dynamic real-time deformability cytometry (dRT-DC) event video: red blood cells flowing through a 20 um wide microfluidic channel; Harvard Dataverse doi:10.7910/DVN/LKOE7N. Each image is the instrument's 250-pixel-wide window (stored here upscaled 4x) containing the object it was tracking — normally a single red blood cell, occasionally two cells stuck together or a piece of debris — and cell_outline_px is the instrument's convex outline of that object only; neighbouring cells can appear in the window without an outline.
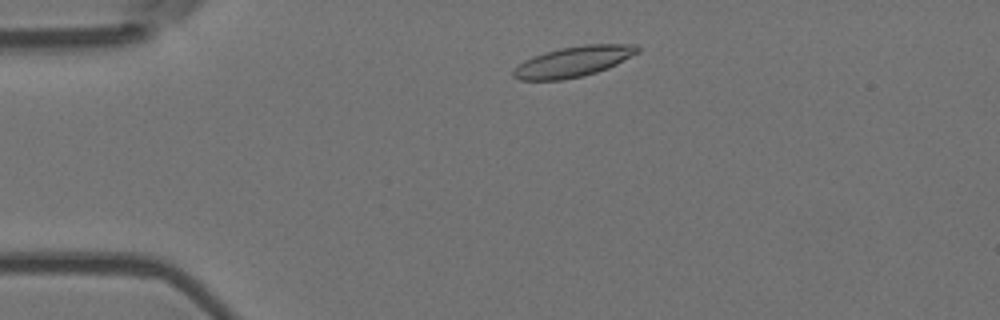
{"species": "Egyptian fruit bat (a non-hibernating species)", "species_latin": "Rousettus aegyptiacus", "temperature_condition": "room temperature", "stored_images_in_passage": 47, "camera_frame_rate_fps": 3000, "um_per_image_px": 0.085, "animal": {"sex": "female"}, "frame": {"image": 1, "passage_image": 3, "time_ms": 0.667, "image_size_px": [1000, 320], "cell_outline_px": [[640, 52], [608, 68], [596, 72], [580, 76], [560, 80], [520, 80], [512, 76], [512, 72], [524, 60], [532, 56], [544, 52], [560, 48], [584, 44], [636, 44], [640, 48]], "centroid_in_image_um": [48.75, 5.22], "position_along_channel_um": 36.3, "area_um2": 22.02}}
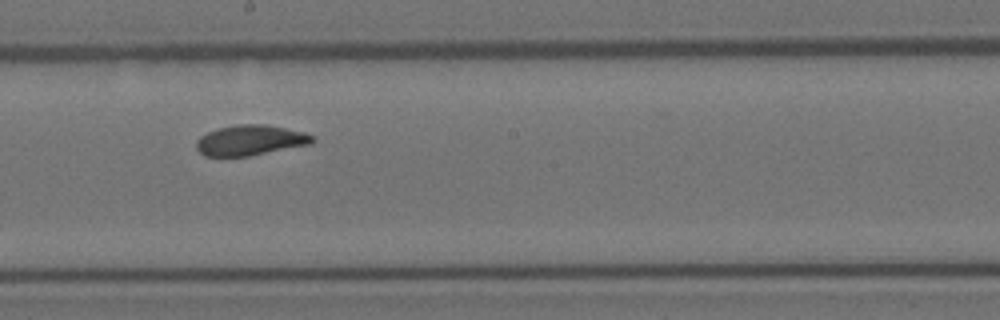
{"frame": {"image": 2, "passage_image": 22, "time_ms": 7.0, "image_size_px": [1000, 320], "cell_outline_px": [[316, 140], [312, 144], [248, 156], [204, 156], [196, 148], [196, 140], [200, 136], [208, 132], [220, 128], [236, 124], [268, 124], [304, 132], [312, 136]], "centroid_in_image_um": [21.29, 11.92], "position_along_channel_um": 226.9, "area_um2": 20.58}}
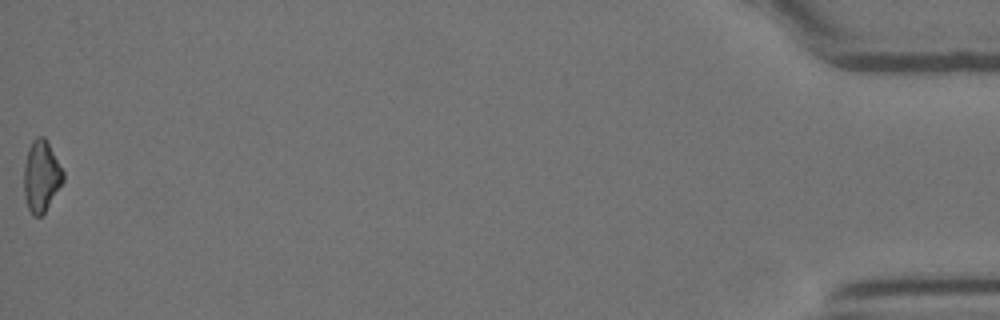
{"frame": {"image": 3, "passage_image": 47, "time_ms": 15.333, "image_size_px": [1000, 320], "cell_outline_px": [[64, 180], [44, 212], [40, 216], [32, 216], [28, 208], [24, 192], [24, 164], [28, 148], [32, 140], [36, 136], [44, 136], [64, 172]], "centroid_in_image_um": [3.49, 14.95], "position_along_channel_um": 431.7, "area_um2": 16.13}, "authors_computed_cell_mechanics": {"area_um2": 20.6924, "velocity_mm_per_s": 3.6253, "shape_relaxation_time_tau1_ms": null, "shape_relaxation_time_tau2_ms": 2.9635, "deformation_change_tau1": null, "deformation_change_tau2": 0.0699}}